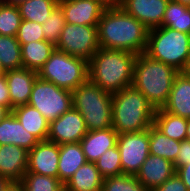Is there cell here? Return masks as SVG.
Listing matches in <instances>:
<instances>
[{"label":"cell","mask_w":190,"mask_h":191,"mask_svg":"<svg viewBox=\"0 0 190 191\" xmlns=\"http://www.w3.org/2000/svg\"><path fill=\"white\" fill-rule=\"evenodd\" d=\"M25 191H63L64 184L56 177L25 173L20 182Z\"/></svg>","instance_id":"f546056e"},{"label":"cell","mask_w":190,"mask_h":191,"mask_svg":"<svg viewBox=\"0 0 190 191\" xmlns=\"http://www.w3.org/2000/svg\"><path fill=\"white\" fill-rule=\"evenodd\" d=\"M21 22L17 5L0 2V35L16 37Z\"/></svg>","instance_id":"4dcf8cb0"},{"label":"cell","mask_w":190,"mask_h":191,"mask_svg":"<svg viewBox=\"0 0 190 191\" xmlns=\"http://www.w3.org/2000/svg\"><path fill=\"white\" fill-rule=\"evenodd\" d=\"M66 23L98 26L106 7L96 0H59Z\"/></svg>","instance_id":"5bb4252c"},{"label":"cell","mask_w":190,"mask_h":191,"mask_svg":"<svg viewBox=\"0 0 190 191\" xmlns=\"http://www.w3.org/2000/svg\"><path fill=\"white\" fill-rule=\"evenodd\" d=\"M145 54L182 72L190 56V34L165 26L150 29Z\"/></svg>","instance_id":"8992f818"},{"label":"cell","mask_w":190,"mask_h":191,"mask_svg":"<svg viewBox=\"0 0 190 191\" xmlns=\"http://www.w3.org/2000/svg\"><path fill=\"white\" fill-rule=\"evenodd\" d=\"M0 106L6 107L11 112V100L5 74L0 76Z\"/></svg>","instance_id":"74e56055"},{"label":"cell","mask_w":190,"mask_h":191,"mask_svg":"<svg viewBox=\"0 0 190 191\" xmlns=\"http://www.w3.org/2000/svg\"><path fill=\"white\" fill-rule=\"evenodd\" d=\"M162 26L190 34V7L169 0L164 13Z\"/></svg>","instance_id":"83f0119b"},{"label":"cell","mask_w":190,"mask_h":191,"mask_svg":"<svg viewBox=\"0 0 190 191\" xmlns=\"http://www.w3.org/2000/svg\"><path fill=\"white\" fill-rule=\"evenodd\" d=\"M88 132L81 113L71 107L63 115L49 123L47 140L58 145L76 143Z\"/></svg>","instance_id":"8fae6325"},{"label":"cell","mask_w":190,"mask_h":191,"mask_svg":"<svg viewBox=\"0 0 190 191\" xmlns=\"http://www.w3.org/2000/svg\"><path fill=\"white\" fill-rule=\"evenodd\" d=\"M59 0H25L17 5L22 20L43 24Z\"/></svg>","instance_id":"4316f807"},{"label":"cell","mask_w":190,"mask_h":191,"mask_svg":"<svg viewBox=\"0 0 190 191\" xmlns=\"http://www.w3.org/2000/svg\"><path fill=\"white\" fill-rule=\"evenodd\" d=\"M136 57L133 52L100 48L88 61V79L111 94L132 86Z\"/></svg>","instance_id":"7a4b0ae2"},{"label":"cell","mask_w":190,"mask_h":191,"mask_svg":"<svg viewBox=\"0 0 190 191\" xmlns=\"http://www.w3.org/2000/svg\"><path fill=\"white\" fill-rule=\"evenodd\" d=\"M117 147L123 174L136 175L140 167L150 155L149 129L142 132L118 134Z\"/></svg>","instance_id":"30bf717a"},{"label":"cell","mask_w":190,"mask_h":191,"mask_svg":"<svg viewBox=\"0 0 190 191\" xmlns=\"http://www.w3.org/2000/svg\"><path fill=\"white\" fill-rule=\"evenodd\" d=\"M185 75L190 77V56L188 58L187 64L184 68V70L182 71Z\"/></svg>","instance_id":"f6af8a7d"},{"label":"cell","mask_w":190,"mask_h":191,"mask_svg":"<svg viewBox=\"0 0 190 191\" xmlns=\"http://www.w3.org/2000/svg\"><path fill=\"white\" fill-rule=\"evenodd\" d=\"M94 163L103 179L123 174L120 161V151L117 145L108 149Z\"/></svg>","instance_id":"d6a6232c"},{"label":"cell","mask_w":190,"mask_h":191,"mask_svg":"<svg viewBox=\"0 0 190 191\" xmlns=\"http://www.w3.org/2000/svg\"><path fill=\"white\" fill-rule=\"evenodd\" d=\"M169 0H117V4L148 30L162 26Z\"/></svg>","instance_id":"4fadbf2b"},{"label":"cell","mask_w":190,"mask_h":191,"mask_svg":"<svg viewBox=\"0 0 190 191\" xmlns=\"http://www.w3.org/2000/svg\"><path fill=\"white\" fill-rule=\"evenodd\" d=\"M55 48L88 62L100 49L98 28L97 26L66 23Z\"/></svg>","instance_id":"9c48e42d"},{"label":"cell","mask_w":190,"mask_h":191,"mask_svg":"<svg viewBox=\"0 0 190 191\" xmlns=\"http://www.w3.org/2000/svg\"><path fill=\"white\" fill-rule=\"evenodd\" d=\"M153 125L173 140L186 139L187 119L166 112L163 108L156 109Z\"/></svg>","instance_id":"d4e9b609"},{"label":"cell","mask_w":190,"mask_h":191,"mask_svg":"<svg viewBox=\"0 0 190 191\" xmlns=\"http://www.w3.org/2000/svg\"><path fill=\"white\" fill-rule=\"evenodd\" d=\"M66 25L65 16L62 8L58 4L52 11L50 17L42 24L43 34L46 41L57 44L60 38L61 31Z\"/></svg>","instance_id":"836d02e7"},{"label":"cell","mask_w":190,"mask_h":191,"mask_svg":"<svg viewBox=\"0 0 190 191\" xmlns=\"http://www.w3.org/2000/svg\"><path fill=\"white\" fill-rule=\"evenodd\" d=\"M24 129L39 141H46L49 133V122L33 106L25 104L11 110Z\"/></svg>","instance_id":"603a6c76"},{"label":"cell","mask_w":190,"mask_h":191,"mask_svg":"<svg viewBox=\"0 0 190 191\" xmlns=\"http://www.w3.org/2000/svg\"><path fill=\"white\" fill-rule=\"evenodd\" d=\"M42 30V24L33 21L22 20L16 36L17 41L20 43V45H24L31 42L45 40Z\"/></svg>","instance_id":"e575fe53"},{"label":"cell","mask_w":190,"mask_h":191,"mask_svg":"<svg viewBox=\"0 0 190 191\" xmlns=\"http://www.w3.org/2000/svg\"><path fill=\"white\" fill-rule=\"evenodd\" d=\"M175 172L171 161L150 154L135 176L149 191H152L162 185Z\"/></svg>","instance_id":"e0dca14e"},{"label":"cell","mask_w":190,"mask_h":191,"mask_svg":"<svg viewBox=\"0 0 190 191\" xmlns=\"http://www.w3.org/2000/svg\"><path fill=\"white\" fill-rule=\"evenodd\" d=\"M101 191H149L135 175L121 174L103 179Z\"/></svg>","instance_id":"1f68e13d"},{"label":"cell","mask_w":190,"mask_h":191,"mask_svg":"<svg viewBox=\"0 0 190 191\" xmlns=\"http://www.w3.org/2000/svg\"><path fill=\"white\" fill-rule=\"evenodd\" d=\"M190 163V141L185 139L181 141L177 158L173 163L174 169L187 165Z\"/></svg>","instance_id":"8d00e7d4"},{"label":"cell","mask_w":190,"mask_h":191,"mask_svg":"<svg viewBox=\"0 0 190 191\" xmlns=\"http://www.w3.org/2000/svg\"><path fill=\"white\" fill-rule=\"evenodd\" d=\"M175 173H177L182 182L186 185L187 190L190 191V163L177 168Z\"/></svg>","instance_id":"f35d334b"},{"label":"cell","mask_w":190,"mask_h":191,"mask_svg":"<svg viewBox=\"0 0 190 191\" xmlns=\"http://www.w3.org/2000/svg\"><path fill=\"white\" fill-rule=\"evenodd\" d=\"M10 111L3 106H0V121L9 113Z\"/></svg>","instance_id":"ee69618b"},{"label":"cell","mask_w":190,"mask_h":191,"mask_svg":"<svg viewBox=\"0 0 190 191\" xmlns=\"http://www.w3.org/2000/svg\"><path fill=\"white\" fill-rule=\"evenodd\" d=\"M186 139L190 141V119H187Z\"/></svg>","instance_id":"bcb514c9"},{"label":"cell","mask_w":190,"mask_h":191,"mask_svg":"<svg viewBox=\"0 0 190 191\" xmlns=\"http://www.w3.org/2000/svg\"><path fill=\"white\" fill-rule=\"evenodd\" d=\"M37 77L38 73L36 71L27 68L5 71L11 100V110L15 107L28 104Z\"/></svg>","instance_id":"9a60e30c"},{"label":"cell","mask_w":190,"mask_h":191,"mask_svg":"<svg viewBox=\"0 0 190 191\" xmlns=\"http://www.w3.org/2000/svg\"><path fill=\"white\" fill-rule=\"evenodd\" d=\"M25 0H0V2L10 5H18L19 3L23 2Z\"/></svg>","instance_id":"7bdbcfd3"},{"label":"cell","mask_w":190,"mask_h":191,"mask_svg":"<svg viewBox=\"0 0 190 191\" xmlns=\"http://www.w3.org/2000/svg\"><path fill=\"white\" fill-rule=\"evenodd\" d=\"M100 48L145 53L148 29L117 3L106 7L98 22Z\"/></svg>","instance_id":"6da1fadb"},{"label":"cell","mask_w":190,"mask_h":191,"mask_svg":"<svg viewBox=\"0 0 190 191\" xmlns=\"http://www.w3.org/2000/svg\"><path fill=\"white\" fill-rule=\"evenodd\" d=\"M55 50V45L42 40L21 45L23 68L38 72Z\"/></svg>","instance_id":"cb8c5ba5"},{"label":"cell","mask_w":190,"mask_h":191,"mask_svg":"<svg viewBox=\"0 0 190 191\" xmlns=\"http://www.w3.org/2000/svg\"><path fill=\"white\" fill-rule=\"evenodd\" d=\"M59 145L40 141L28 151L27 172L58 178Z\"/></svg>","instance_id":"7c38bea8"},{"label":"cell","mask_w":190,"mask_h":191,"mask_svg":"<svg viewBox=\"0 0 190 191\" xmlns=\"http://www.w3.org/2000/svg\"><path fill=\"white\" fill-rule=\"evenodd\" d=\"M156 109L133 86L112 94V127L118 134L142 132L153 125Z\"/></svg>","instance_id":"277c9868"},{"label":"cell","mask_w":190,"mask_h":191,"mask_svg":"<svg viewBox=\"0 0 190 191\" xmlns=\"http://www.w3.org/2000/svg\"><path fill=\"white\" fill-rule=\"evenodd\" d=\"M87 162L80 142L59 145L58 178L65 184L67 180Z\"/></svg>","instance_id":"44dd1931"},{"label":"cell","mask_w":190,"mask_h":191,"mask_svg":"<svg viewBox=\"0 0 190 191\" xmlns=\"http://www.w3.org/2000/svg\"><path fill=\"white\" fill-rule=\"evenodd\" d=\"M28 104L35 107L50 123L72 107V94L68 89L37 77Z\"/></svg>","instance_id":"ba28073f"},{"label":"cell","mask_w":190,"mask_h":191,"mask_svg":"<svg viewBox=\"0 0 190 191\" xmlns=\"http://www.w3.org/2000/svg\"><path fill=\"white\" fill-rule=\"evenodd\" d=\"M72 107L85 120L88 131L112 127V94L87 79L71 91Z\"/></svg>","instance_id":"5b68a950"},{"label":"cell","mask_w":190,"mask_h":191,"mask_svg":"<svg viewBox=\"0 0 190 191\" xmlns=\"http://www.w3.org/2000/svg\"><path fill=\"white\" fill-rule=\"evenodd\" d=\"M173 1L182 3V4H184L185 6L190 7V0H173Z\"/></svg>","instance_id":"7dc6e473"},{"label":"cell","mask_w":190,"mask_h":191,"mask_svg":"<svg viewBox=\"0 0 190 191\" xmlns=\"http://www.w3.org/2000/svg\"><path fill=\"white\" fill-rule=\"evenodd\" d=\"M166 112L190 119V77L179 72L174 79L167 103L162 107Z\"/></svg>","instance_id":"ffe728a7"},{"label":"cell","mask_w":190,"mask_h":191,"mask_svg":"<svg viewBox=\"0 0 190 191\" xmlns=\"http://www.w3.org/2000/svg\"><path fill=\"white\" fill-rule=\"evenodd\" d=\"M28 151L12 144L0 145V176L21 182L27 172Z\"/></svg>","instance_id":"2e32d148"},{"label":"cell","mask_w":190,"mask_h":191,"mask_svg":"<svg viewBox=\"0 0 190 191\" xmlns=\"http://www.w3.org/2000/svg\"><path fill=\"white\" fill-rule=\"evenodd\" d=\"M10 183L8 179L0 176V191H4Z\"/></svg>","instance_id":"60d3db41"},{"label":"cell","mask_w":190,"mask_h":191,"mask_svg":"<svg viewBox=\"0 0 190 191\" xmlns=\"http://www.w3.org/2000/svg\"><path fill=\"white\" fill-rule=\"evenodd\" d=\"M103 177L94 162H86L64 184L66 191H101Z\"/></svg>","instance_id":"7402d4cb"},{"label":"cell","mask_w":190,"mask_h":191,"mask_svg":"<svg viewBox=\"0 0 190 191\" xmlns=\"http://www.w3.org/2000/svg\"><path fill=\"white\" fill-rule=\"evenodd\" d=\"M37 73L40 79L73 91L88 79V62L55 48Z\"/></svg>","instance_id":"52a82bcc"},{"label":"cell","mask_w":190,"mask_h":191,"mask_svg":"<svg viewBox=\"0 0 190 191\" xmlns=\"http://www.w3.org/2000/svg\"><path fill=\"white\" fill-rule=\"evenodd\" d=\"M40 141L26 131L12 112L0 121V145L12 144L31 150Z\"/></svg>","instance_id":"d6986e66"},{"label":"cell","mask_w":190,"mask_h":191,"mask_svg":"<svg viewBox=\"0 0 190 191\" xmlns=\"http://www.w3.org/2000/svg\"><path fill=\"white\" fill-rule=\"evenodd\" d=\"M118 133L113 127L88 131L80 140L87 162H95L108 149L117 145Z\"/></svg>","instance_id":"ac0fdd59"},{"label":"cell","mask_w":190,"mask_h":191,"mask_svg":"<svg viewBox=\"0 0 190 191\" xmlns=\"http://www.w3.org/2000/svg\"><path fill=\"white\" fill-rule=\"evenodd\" d=\"M152 191H188L186 185L182 182L181 178L174 173L162 185L154 188Z\"/></svg>","instance_id":"d590c367"},{"label":"cell","mask_w":190,"mask_h":191,"mask_svg":"<svg viewBox=\"0 0 190 191\" xmlns=\"http://www.w3.org/2000/svg\"><path fill=\"white\" fill-rule=\"evenodd\" d=\"M175 68L138 54L134 64L132 86L139 90L155 109L162 108L168 101L175 76Z\"/></svg>","instance_id":"3957f363"},{"label":"cell","mask_w":190,"mask_h":191,"mask_svg":"<svg viewBox=\"0 0 190 191\" xmlns=\"http://www.w3.org/2000/svg\"><path fill=\"white\" fill-rule=\"evenodd\" d=\"M4 191H25L20 182H11Z\"/></svg>","instance_id":"ab89813d"},{"label":"cell","mask_w":190,"mask_h":191,"mask_svg":"<svg viewBox=\"0 0 190 191\" xmlns=\"http://www.w3.org/2000/svg\"><path fill=\"white\" fill-rule=\"evenodd\" d=\"M181 141L173 140L162 132H160L154 125L149 128V153L155 156L163 157L175 162Z\"/></svg>","instance_id":"484cf974"},{"label":"cell","mask_w":190,"mask_h":191,"mask_svg":"<svg viewBox=\"0 0 190 191\" xmlns=\"http://www.w3.org/2000/svg\"><path fill=\"white\" fill-rule=\"evenodd\" d=\"M0 64L5 71L23 68L21 45L16 37L0 35Z\"/></svg>","instance_id":"f1b7e54d"},{"label":"cell","mask_w":190,"mask_h":191,"mask_svg":"<svg viewBox=\"0 0 190 191\" xmlns=\"http://www.w3.org/2000/svg\"><path fill=\"white\" fill-rule=\"evenodd\" d=\"M101 2L105 7L112 6L117 3V0H96Z\"/></svg>","instance_id":"b9f144b4"},{"label":"cell","mask_w":190,"mask_h":191,"mask_svg":"<svg viewBox=\"0 0 190 191\" xmlns=\"http://www.w3.org/2000/svg\"><path fill=\"white\" fill-rule=\"evenodd\" d=\"M4 74H5V70L1 67V64H0V76Z\"/></svg>","instance_id":"c3c4849f"}]
</instances>
